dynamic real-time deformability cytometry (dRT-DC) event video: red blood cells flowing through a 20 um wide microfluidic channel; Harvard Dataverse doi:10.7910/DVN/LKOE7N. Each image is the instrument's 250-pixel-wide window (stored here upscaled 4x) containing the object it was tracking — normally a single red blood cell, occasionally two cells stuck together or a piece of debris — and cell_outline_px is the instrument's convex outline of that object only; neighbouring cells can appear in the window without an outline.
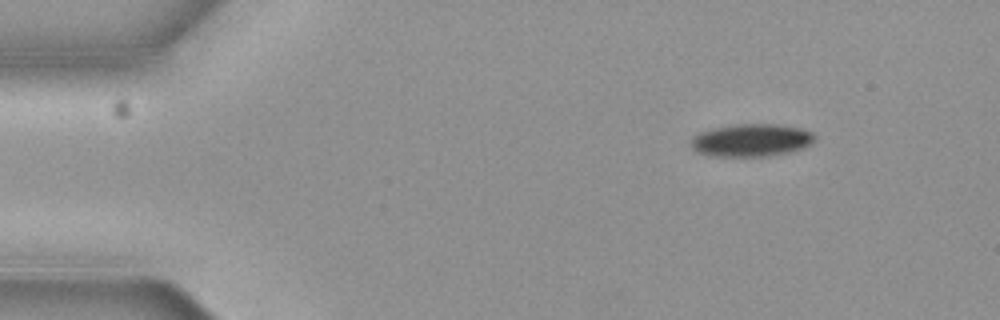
{"species": "common noctule bat (a hibernating species)", "species_latin": "Nyctalus noctula", "temperature_condition": "cold", "stored_images_in_passage": 3, "camera_frame_rate_fps": 3000, "um_per_image_px": 0.085, "animal": {"sex": "female", "body_mass_g": 19.3, "forearm_length_mm": 54.1}, "frame": {"image": 1, "passage_image": 3, "time_ms": 0.667, "image_size_px": [1000, 320], "cell_outline_px": [[816, 136], [808, 144], [800, 148], [788, 152], [764, 156], [712, 156], [700, 152], [692, 148], [692, 140], [696, 136], [704, 132], [716, 128], [736, 124], [776, 124], [800, 128], [812, 132]], "centroid_in_image_um": [63.89, 11.91], "position_along_channel_um": 21.1, "area_um2": 22.83}}